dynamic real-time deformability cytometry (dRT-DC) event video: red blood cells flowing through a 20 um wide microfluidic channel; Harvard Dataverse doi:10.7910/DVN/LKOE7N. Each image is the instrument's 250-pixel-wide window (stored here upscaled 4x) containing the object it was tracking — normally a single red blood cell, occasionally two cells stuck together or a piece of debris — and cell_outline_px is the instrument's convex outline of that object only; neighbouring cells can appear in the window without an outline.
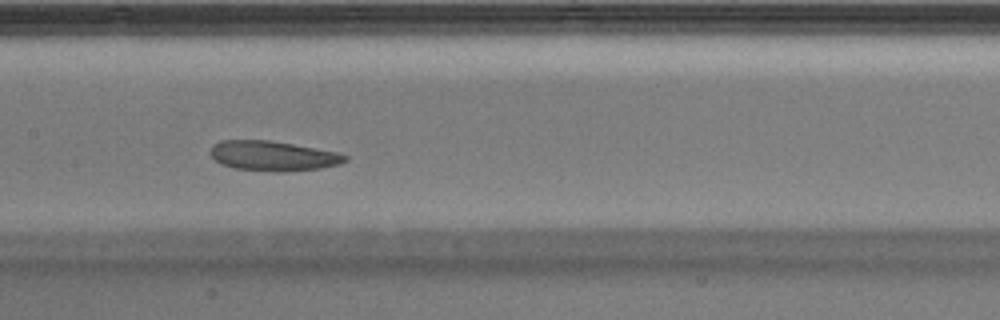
{"species": "Egyptian fruit bat (a non-hibernating species)", "species_latin": "Rousettus aegyptiacus", "temperature_condition": "warm", "stored_images_in_passage": 30, "camera_frame_rate_fps": 3000, "um_per_image_px": 0.085, "animal": {"sex": "male"}, "frame": {"image": 1, "passage_image": 9, "time_ms": 2.667, "image_size_px": [1000, 320], "cell_outline_px": [[348, 160], [340, 164], [320, 168], [288, 172], [276, 172], [236, 168], [220, 164], [208, 152], [212, 144], [220, 140], [268, 140], [340, 152], [348, 156]], "centroid_in_image_um": [23.21, 13.25], "position_along_channel_um": 184.2, "area_um2": 23.7}}